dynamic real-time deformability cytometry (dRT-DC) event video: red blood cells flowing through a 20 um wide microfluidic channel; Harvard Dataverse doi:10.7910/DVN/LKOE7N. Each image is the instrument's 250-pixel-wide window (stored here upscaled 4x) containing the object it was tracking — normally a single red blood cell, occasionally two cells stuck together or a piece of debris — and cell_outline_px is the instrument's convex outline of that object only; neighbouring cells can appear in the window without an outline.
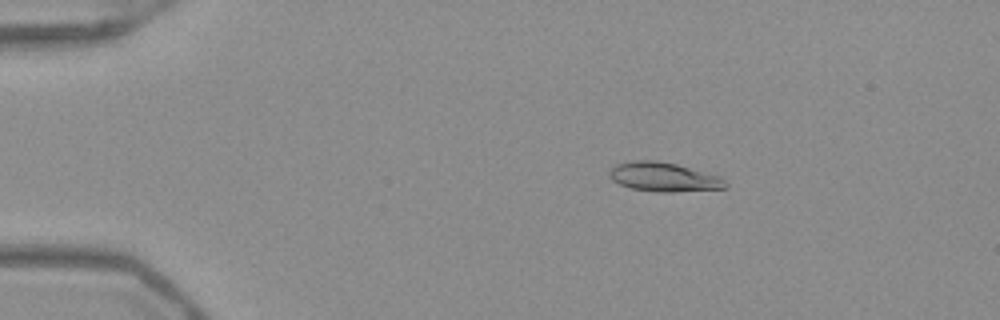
{"species": "Egyptian fruit bat (a non-hibernating species)", "species_latin": "Rousettus aegyptiacus", "temperature_condition": "warm", "stored_images_in_passage": 52, "camera_frame_rate_fps": 3000, "um_per_image_px": 0.085, "frame": {"image": 1, "passage_image": 10, "time_ms": 3.0, "image_size_px": [1000, 320], "cell_outline_px": [[728, 188], [676, 192], [660, 192], [632, 188], [620, 184], [612, 180], [608, 176], [608, 172], [616, 164], [636, 160], [656, 160], [676, 164], [720, 176], [728, 184]], "centroid_in_image_um": [56.43, 15.05], "position_along_channel_um": 28.6, "area_um2": 19.71}}
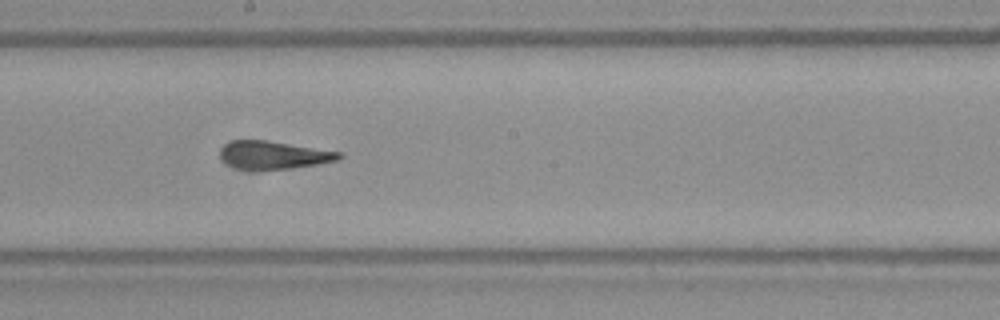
{"frame": {"image": 2, "passage_image": 30, "time_ms": 9.667, "image_size_px": [1000, 320], "cell_outline_px": [[344, 156], [340, 160], [292, 168], [236, 168], [228, 164], [220, 156], [220, 148], [224, 144], [232, 140], [268, 140], [344, 152]], "centroid_in_image_um": [23.32, 13.14], "position_along_channel_um": 224.9, "area_um2": 19.25}}
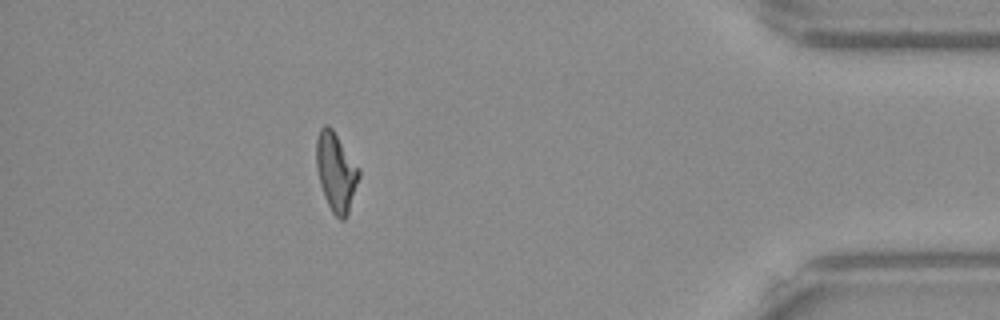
{"frame": {"image": 3, "passage_image": 47, "time_ms": 15.333, "image_size_px": [1000, 320], "cell_outline_px": [[360, 176], [348, 216], [344, 220], [340, 220], [332, 212], [324, 196], [320, 184], [316, 168], [316, 140], [320, 128], [324, 124], [328, 124], [332, 128], [360, 168]], "centroid_in_image_um": [28.57, 14.62], "position_along_channel_um": 406.6, "area_um2": 19.83}, "authors_computed_cell_mechanics": {"area_um2": 19.5942, "velocity_mm_per_s": 3.9859, "shape_relaxation_time_tau1_ms": 6.7094, "shape_relaxation_time_tau2_ms": 2.7864, "deformation_change_tau1": 0.2055, "deformation_change_tau2": 0.0959}}